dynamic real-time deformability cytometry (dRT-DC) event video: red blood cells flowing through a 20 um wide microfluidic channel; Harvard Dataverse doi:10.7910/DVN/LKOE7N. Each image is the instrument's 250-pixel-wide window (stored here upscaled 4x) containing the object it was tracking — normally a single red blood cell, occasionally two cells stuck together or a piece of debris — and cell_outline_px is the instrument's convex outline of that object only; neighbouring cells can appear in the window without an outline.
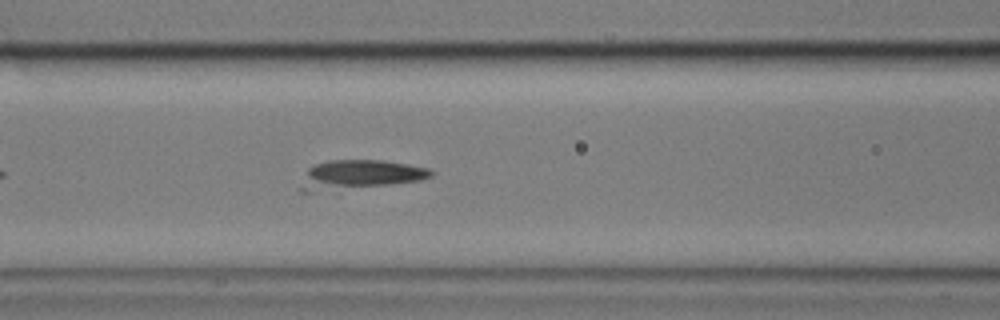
{"species": "common noctule bat (a hibernating species)", "species_latin": "Nyctalus noctula", "temperature_condition": "cold", "stored_images_in_passage": 56, "camera_frame_rate_fps": 3000, "um_per_image_px": 0.085, "animal": {"sex": "male", "body_mass_g": 17.9}, "frame": {"image": 1, "passage_image": 24, "time_ms": 7.667, "image_size_px": [1000, 320], "cell_outline_px": [[436, 172], [432, 176], [420, 180], [388, 184], [308, 192], [300, 192], [300, 188], [308, 168], [312, 164], [328, 160], [384, 160], [408, 164], [428, 168]], "centroid_in_image_um": [30.58, 14.82], "position_along_channel_um": 136.0, "area_um2": 21.85}}
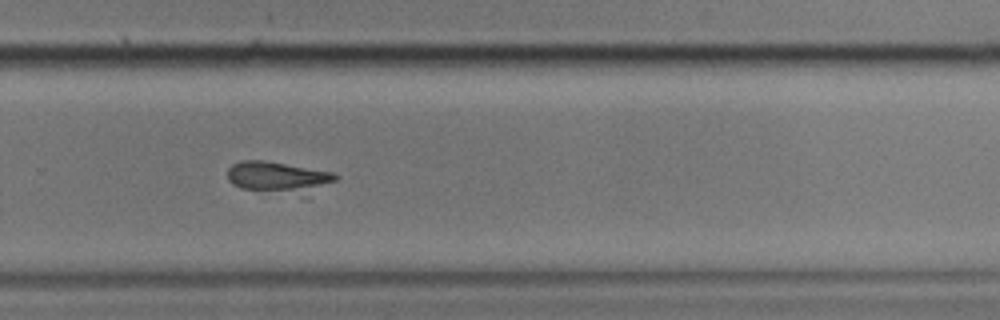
{"frame": {"image": 2, "passage_image": 39, "time_ms": 12.667, "image_size_px": [1000, 320], "cell_outline_px": [[340, 176], [336, 180], [316, 184], [292, 188], [240, 188], [232, 184], [228, 180], [228, 168], [232, 164], [240, 160], [264, 160], [332, 172]], "centroid_in_image_um": [23.39, 14.88], "position_along_channel_um": 306.4, "area_um2": 16.82}}
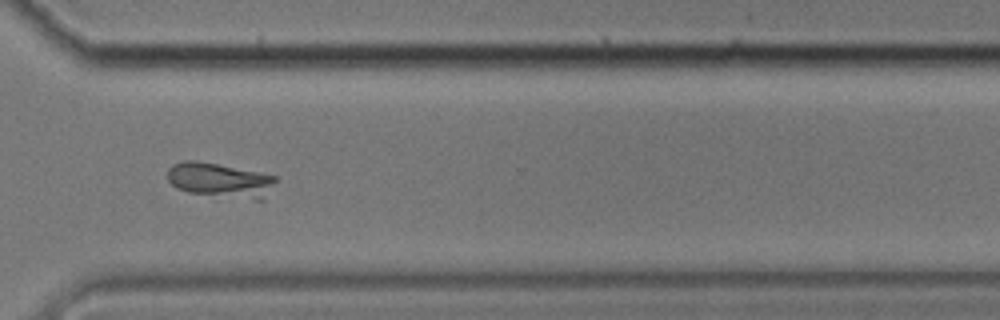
{"frame": {"image": 3, "passage_image": 43, "time_ms": 14.0, "image_size_px": [1000, 320], "cell_outline_px": [[276, 180], [264, 200], [256, 200], [188, 192], [176, 188], [168, 180], [168, 168], [172, 164], [184, 160], [196, 160], [260, 172], [276, 176]], "centroid_in_image_um": [18.7, 15.31], "position_along_channel_um": 351.9, "area_um2": 21.85}}